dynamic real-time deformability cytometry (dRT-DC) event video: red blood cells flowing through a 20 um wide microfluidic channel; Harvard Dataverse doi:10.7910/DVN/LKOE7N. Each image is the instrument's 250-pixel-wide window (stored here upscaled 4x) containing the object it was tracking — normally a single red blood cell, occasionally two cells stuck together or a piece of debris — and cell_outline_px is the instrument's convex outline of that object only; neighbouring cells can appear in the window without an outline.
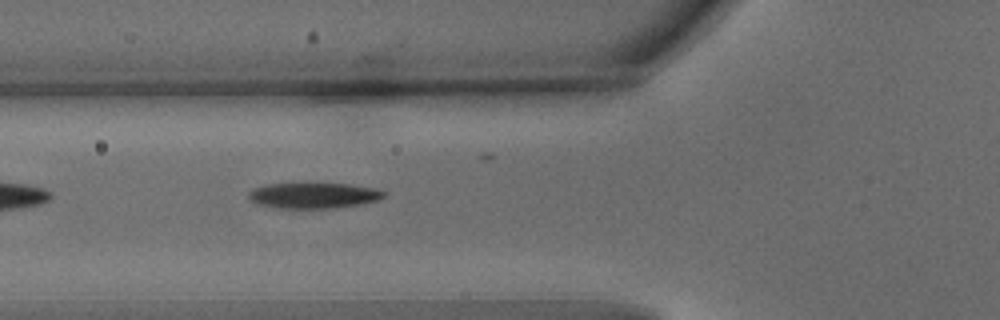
{"species": "common noctule bat (a hibernating species)", "species_latin": "Nyctalus noctula", "temperature_condition": "warm", "stored_images_in_passage": 16, "camera_frame_rate_fps": 3000, "um_per_image_px": 0.085, "animal": {"sex": "male", "body_mass_g": 15.6}, "frame": {"image": 1, "passage_image": 2, "time_ms": 0.333, "image_size_px": [1000, 320], "cell_outline_px": [[388, 192], [380, 200], [360, 204], [332, 208], [276, 208], [256, 204], [248, 196], [248, 192], [252, 188], [268, 184], [304, 180], [348, 184], [376, 188]], "centroid_in_image_um": [26.64, 16.56], "position_along_channel_um": 99.2, "area_um2": 21.39}}
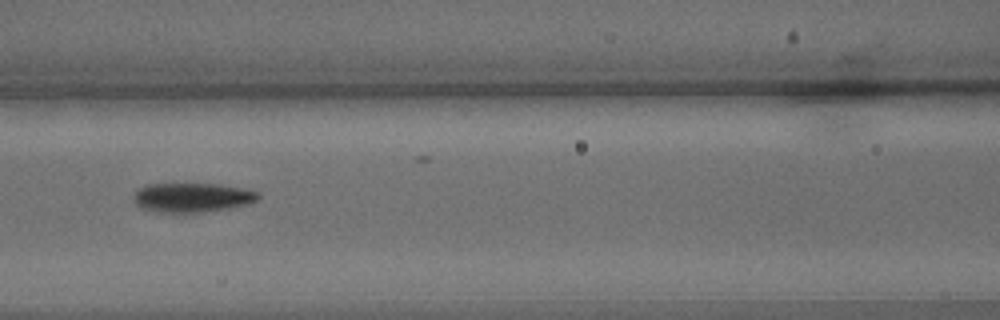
{"frame": {"image": 2, "passage_image": 6, "time_ms": 1.667, "image_size_px": [1000, 320], "cell_outline_px": [[260, 196], [256, 200], [248, 204], [200, 212], [156, 212], [140, 208], [132, 200], [132, 196], [140, 188], [148, 184], [216, 184], [240, 188], [260, 192]], "centroid_in_image_um": [16.28, 16.78], "position_along_channel_um": 150.3, "area_um2": 21.04}}
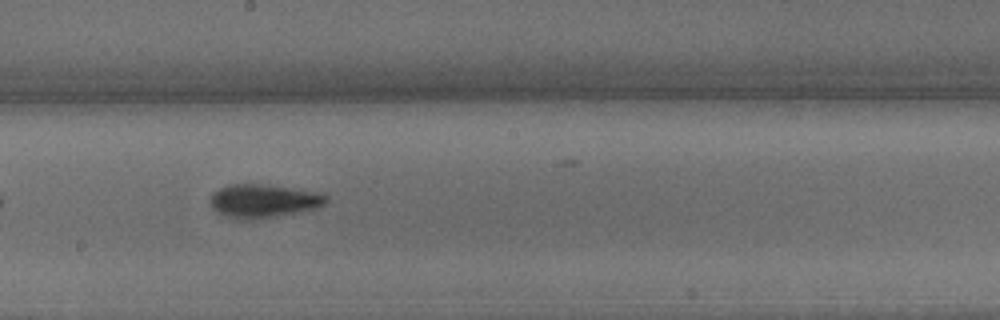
{"frame": {"image": 3, "passage_image": 12, "time_ms": 3.667, "image_size_px": [1000, 320], "cell_outline_px": [[328, 200], [324, 204], [316, 208], [276, 216], [252, 220], [244, 220], [228, 216], [216, 212], [208, 204], [208, 200], [212, 192], [228, 184], [268, 184], [312, 192], [328, 196]], "centroid_in_image_um": [22.3, 17.08], "position_along_channel_um": 225.9, "area_um2": 22.54}}